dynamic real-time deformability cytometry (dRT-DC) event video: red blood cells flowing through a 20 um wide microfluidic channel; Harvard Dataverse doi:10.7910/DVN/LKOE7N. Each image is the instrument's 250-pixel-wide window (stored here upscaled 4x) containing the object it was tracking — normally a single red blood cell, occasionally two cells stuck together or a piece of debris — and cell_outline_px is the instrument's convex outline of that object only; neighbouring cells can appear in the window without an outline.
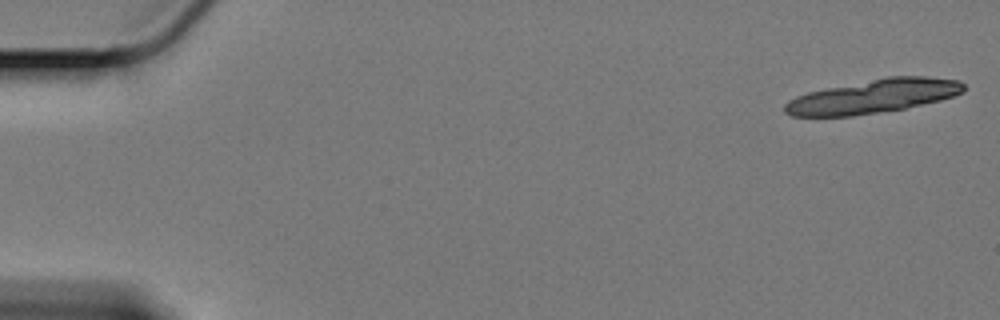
{"species": "Egyptian fruit bat (a non-hibernating species)", "species_latin": "Rousettus aegyptiacus", "temperature_condition": "cold", "stored_images_in_passage": 20, "camera_frame_rate_fps": 3000, "um_per_image_px": 0.085, "animal": {"sex": "female"}, "frame": {"image": 1, "passage_image": 1, "time_ms": 0.0, "image_size_px": [1000, 320], "cell_outline_px": [[964, 92], [940, 100], [904, 108], [852, 116], [792, 116], [784, 112], [784, 104], [788, 100], [796, 96], [808, 92], [888, 76], [928, 76], [960, 80], [964, 84]], "centroid_in_image_um": [74.23, 8.18], "position_along_channel_um": 10.8, "area_um2": 34.97}}